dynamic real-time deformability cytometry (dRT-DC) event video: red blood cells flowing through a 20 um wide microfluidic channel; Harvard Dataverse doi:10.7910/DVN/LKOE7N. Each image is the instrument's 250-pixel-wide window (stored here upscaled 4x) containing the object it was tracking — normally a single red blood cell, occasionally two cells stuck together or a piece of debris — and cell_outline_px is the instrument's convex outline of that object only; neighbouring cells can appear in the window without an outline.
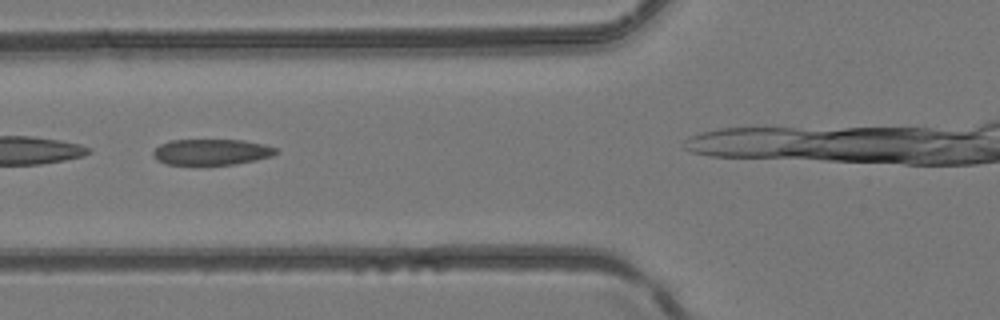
{"species": "common noctule bat (a hibernating species)", "species_latin": "Nyctalus noctula", "temperature_condition": "room temperature", "stored_images_in_passage": 4, "camera_frame_rate_fps": 3000, "um_per_image_px": 0.085, "animal": {"sex": "female", "body_mass_g": 24.6, "forearm_length_mm": 56.2}, "frame": {"image": 1, "passage_image": 2, "time_ms": 0.333, "image_size_px": [1000, 320], "cell_outline_px": [[280, 152], [272, 156], [256, 160], [236, 164], [164, 164], [156, 160], [152, 156], [152, 152], [160, 144], [172, 140], [244, 140], [264, 144], [276, 148]], "centroid_in_image_um": [17.98, 12.92], "position_along_channel_um": 107.8, "area_um2": 18.61}}